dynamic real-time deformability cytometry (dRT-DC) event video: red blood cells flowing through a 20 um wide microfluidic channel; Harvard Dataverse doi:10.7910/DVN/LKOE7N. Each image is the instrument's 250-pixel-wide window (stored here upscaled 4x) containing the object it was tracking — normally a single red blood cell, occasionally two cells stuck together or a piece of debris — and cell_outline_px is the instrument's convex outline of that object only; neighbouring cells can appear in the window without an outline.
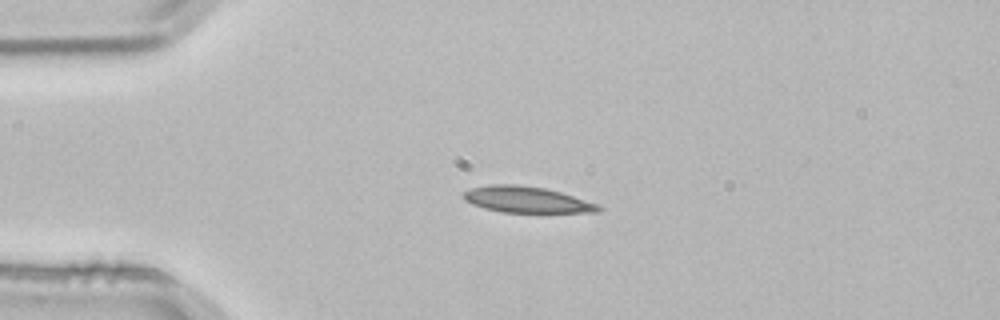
{"species": "common noctule bat (a hibernating species)", "species_latin": "Nyctalus noctula", "temperature_condition": "room temperature", "stored_images_in_passage": 2, "camera_frame_rate_fps": 3000, "um_per_image_px": 0.085, "animal": {"sex": "male", "body_mass_g": 21.5, "forearm_length_mm": 52.0}, "frame": {"image": 1, "passage_image": 1, "time_ms": 0.0, "image_size_px": [1000, 320], "cell_outline_px": [[604, 208], [600, 212], [548, 216], [500, 212], [484, 208], [472, 204], [464, 200], [464, 192], [472, 188], [492, 184], [516, 184], [544, 188], [560, 192], [596, 204]], "centroid_in_image_um": [44.87, 17.05], "position_along_channel_um": 40.1, "area_um2": 21.73}}
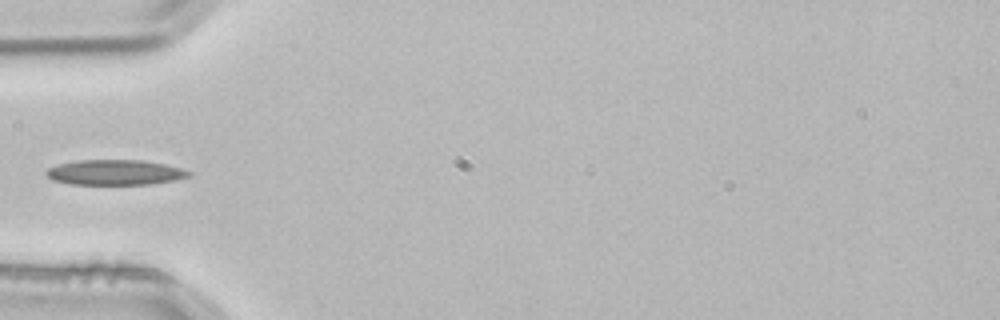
{"frame": {"image": 2, "passage_image": 2, "time_ms": 0.333, "image_size_px": [1000, 320], "cell_outline_px": [[192, 176], [176, 180], [152, 184], [72, 184], [52, 180], [44, 172], [48, 168], [60, 164], [76, 160], [144, 160], [164, 164], [180, 168], [192, 172]], "centroid_in_image_um": [9.8, 14.65], "position_along_channel_um": 75.2, "area_um2": 20.98}}